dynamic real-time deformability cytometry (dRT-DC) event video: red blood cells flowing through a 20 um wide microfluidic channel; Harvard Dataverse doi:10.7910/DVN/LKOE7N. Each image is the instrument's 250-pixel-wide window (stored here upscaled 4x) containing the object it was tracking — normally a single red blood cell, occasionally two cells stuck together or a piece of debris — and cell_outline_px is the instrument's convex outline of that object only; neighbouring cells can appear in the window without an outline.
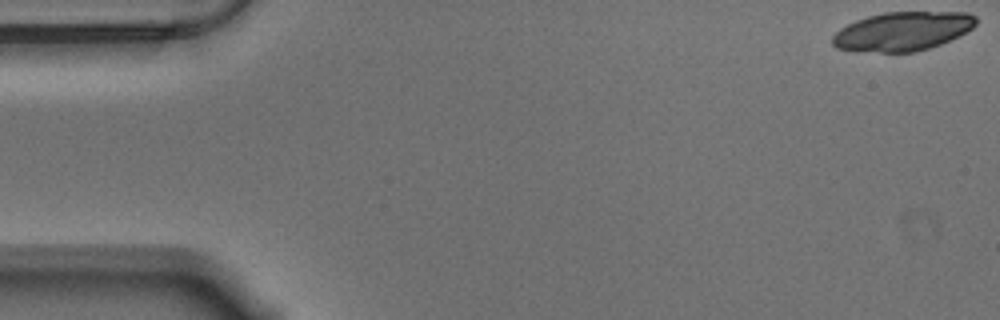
{"species": "Egyptian fruit bat (a non-hibernating species)", "species_latin": "Rousettus aegyptiacus", "temperature_condition": "warm", "stored_images_in_passage": 19, "camera_frame_rate_fps": 3000, "um_per_image_px": 0.085, "animal": {"sex": "male"}, "frame": {"image": 1, "passage_image": 1, "time_ms": 0.0, "image_size_px": [1000, 320], "cell_outline_px": [[976, 24], [972, 28], [940, 44], [916, 52], [856, 52], [836, 48], [832, 44], [832, 36], [840, 28], [856, 20], [868, 16], [884, 12], [968, 12], [976, 16]], "centroid_in_image_um": [76.67, 2.66], "position_along_channel_um": 8.3, "area_um2": 32.6}}